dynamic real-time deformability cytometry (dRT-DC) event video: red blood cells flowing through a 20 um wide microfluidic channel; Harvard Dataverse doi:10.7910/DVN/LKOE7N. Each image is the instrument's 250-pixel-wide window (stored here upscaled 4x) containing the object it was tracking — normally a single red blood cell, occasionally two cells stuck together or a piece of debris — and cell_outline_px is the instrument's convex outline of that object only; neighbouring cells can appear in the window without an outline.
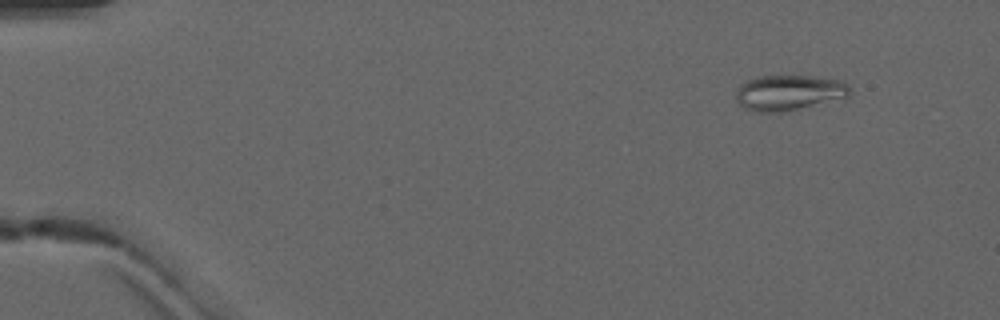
{"species": "common noctule bat (a hibernating species)", "species_latin": "Nyctalus noctula", "temperature_condition": "warm", "stored_images_in_passage": 4, "camera_frame_rate_fps": 3000, "um_per_image_px": 0.085, "animal": {"sex": "male", "forearm_length_mm": 52.5}, "frame": {"image": 1, "passage_image": 1, "time_ms": 0.0, "image_size_px": [1000, 320], "cell_outline_px": [[848, 96], [788, 112], [756, 112], [744, 108], [736, 100], [736, 92], [740, 84], [748, 80], [760, 76], [808, 76], [840, 80], [848, 88]], "centroid_in_image_um": [66.98, 7.89], "position_along_channel_um": 18.0, "area_um2": 23.24}}